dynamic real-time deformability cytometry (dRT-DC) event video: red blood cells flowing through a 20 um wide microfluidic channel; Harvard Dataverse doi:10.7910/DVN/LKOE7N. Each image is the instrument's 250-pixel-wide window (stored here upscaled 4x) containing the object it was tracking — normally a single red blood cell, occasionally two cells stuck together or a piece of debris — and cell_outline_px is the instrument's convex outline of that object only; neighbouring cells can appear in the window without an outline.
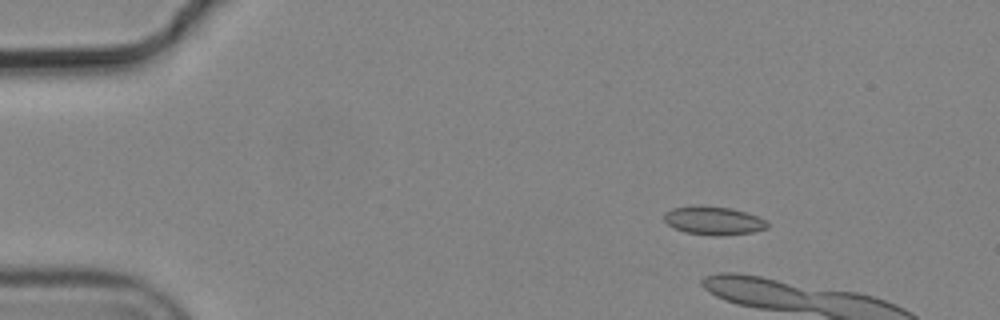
{"species": "common noctule bat (a hibernating species)", "species_latin": "Nyctalus noctula", "temperature_condition": "cold", "stored_images_in_passage": 4, "camera_frame_rate_fps": 3000, "um_per_image_px": 0.085, "animal": {"sex": "male", "body_mass_g": 19.2, "forearm_length_mm": 51.8}, "frame": {"image": 1, "passage_image": 3, "time_ms": 0.667, "image_size_px": [1000, 320], "cell_outline_px": [[768, 228], [752, 232], [720, 236], [712, 236], [684, 232], [668, 224], [664, 220], [664, 212], [672, 208], [732, 208], [756, 216], [764, 220], [768, 224]], "centroid_in_image_um": [60.66, 18.8], "position_along_channel_um": 24.3, "area_um2": 16.36}}